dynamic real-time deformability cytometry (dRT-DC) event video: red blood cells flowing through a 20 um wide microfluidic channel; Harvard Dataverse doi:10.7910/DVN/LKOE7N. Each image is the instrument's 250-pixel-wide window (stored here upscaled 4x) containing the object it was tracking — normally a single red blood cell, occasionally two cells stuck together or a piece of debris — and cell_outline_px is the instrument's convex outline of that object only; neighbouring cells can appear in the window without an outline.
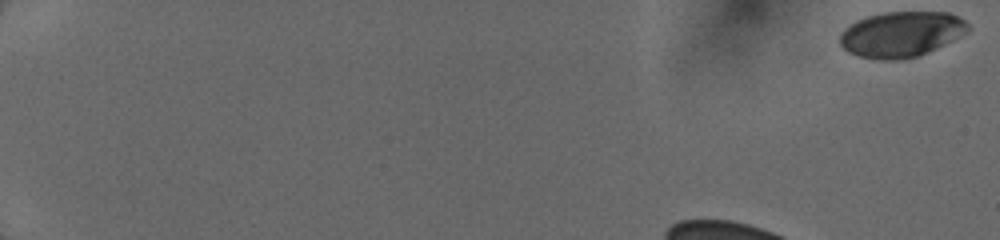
{"species": "human", "species_latin": "Homo sapiens", "temperature_condition": "cold", "stored_images_in_passage": 29, "camera_frame_rate_fps": 3000, "um_per_image_px": 0.085, "donor": {"sex": "female"}, "frame": {"image": 1, "passage_image": 1, "time_ms": 0.0, "image_size_px": [1000, 240], "cell_outline_px": [[968, 32], [920, 56], [904, 60], [880, 60], [860, 56], [848, 52], [840, 44], [840, 36], [844, 28], [856, 20], [868, 16], [884, 12], [948, 12], [964, 20], [968, 24]], "centroid_in_image_um": [76.59, 2.92], "position_along_channel_um": 8.4, "area_um2": 33.99}}
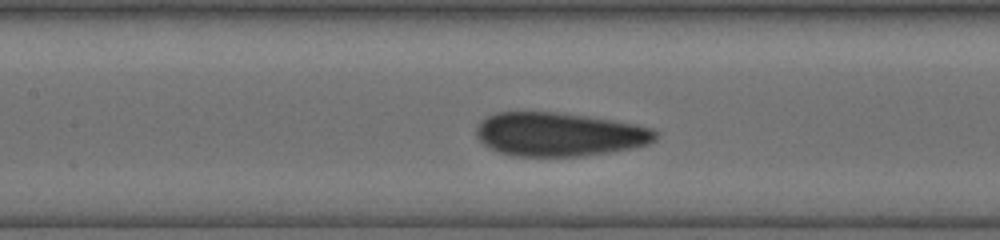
{"frame": {"image": 2, "passage_image": 20, "time_ms": 7.0, "image_size_px": [1000, 240], "cell_outline_px": [[660, 132], [656, 140], [648, 144], [636, 148], [612, 152], [584, 156], [512, 156], [500, 152], [484, 144], [476, 136], [476, 128], [480, 120], [496, 112], [556, 112], [612, 120], [636, 124], [652, 128]], "centroid_in_image_um": [47.58, 11.42], "position_along_channel_um": 159.8, "area_um2": 45.95}}
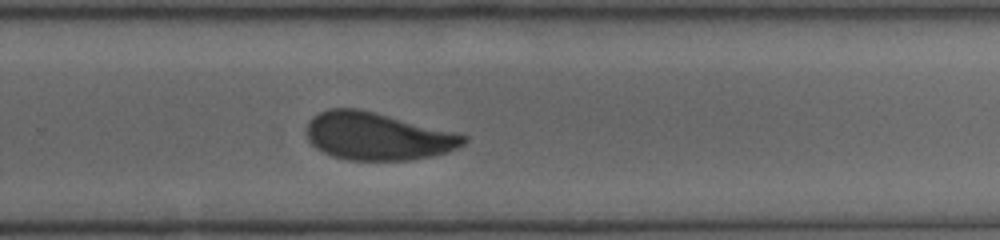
{"frame": {"image": 3, "passage_image": 29, "time_ms": 10.333, "image_size_px": [1000, 240], "cell_outline_px": [[468, 140], [464, 144], [448, 152], [432, 156], [412, 160], [348, 160], [332, 156], [316, 148], [308, 140], [308, 120], [320, 112], [328, 108], [360, 108], [456, 132], [468, 136]], "centroid_in_image_um": [32.11, 11.58], "position_along_channel_um": 297.7, "area_um2": 43.75}}